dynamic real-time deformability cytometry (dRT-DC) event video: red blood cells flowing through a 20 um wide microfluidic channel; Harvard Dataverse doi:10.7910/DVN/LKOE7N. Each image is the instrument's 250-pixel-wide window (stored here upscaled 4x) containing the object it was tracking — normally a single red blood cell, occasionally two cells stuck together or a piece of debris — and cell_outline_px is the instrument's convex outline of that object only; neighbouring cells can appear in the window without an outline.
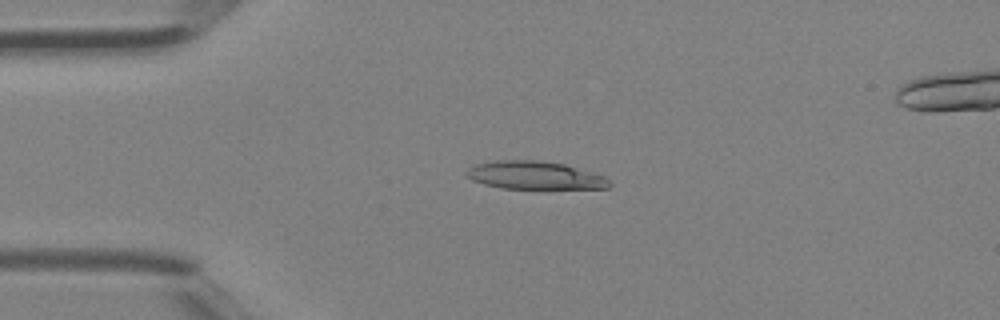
{"species": "Egyptian fruit bat (a non-hibernating species)", "species_latin": "Rousettus aegyptiacus", "temperature_condition": "room temperature", "stored_images_in_passage": 5, "camera_frame_rate_fps": 3000, "um_per_image_px": 0.085, "animal": {"sex": "female"}, "frame": {"image": 1, "passage_image": 3, "time_ms": 0.667, "image_size_px": [1000, 320], "cell_outline_px": [[612, 184], [608, 188], [500, 188], [484, 184], [472, 180], [464, 172], [468, 168], [476, 164], [496, 160], [540, 160], [564, 164], [604, 176]], "centroid_in_image_um": [45.42, 14.89], "position_along_channel_um": 39.6, "area_um2": 23.12}}